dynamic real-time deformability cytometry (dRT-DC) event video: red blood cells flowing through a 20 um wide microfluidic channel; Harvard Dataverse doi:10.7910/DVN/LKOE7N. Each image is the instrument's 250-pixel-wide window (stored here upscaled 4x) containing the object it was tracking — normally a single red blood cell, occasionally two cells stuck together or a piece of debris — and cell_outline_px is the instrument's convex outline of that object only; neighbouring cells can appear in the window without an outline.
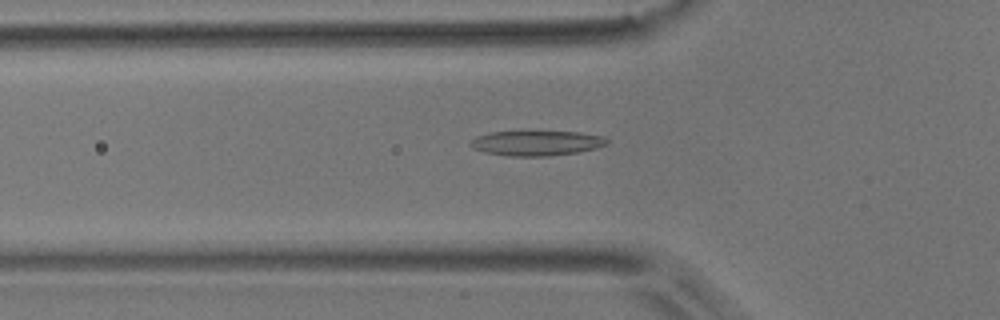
{"species": "common noctule bat (a hibernating species)", "species_latin": "Nyctalus noctula", "temperature_condition": "room temperature", "stored_images_in_passage": 53, "camera_frame_rate_fps": 3000, "um_per_image_px": 0.085, "animal": {"sex": "male", "body_mass_g": 17.9}, "frame": {"image": 1, "passage_image": 18, "time_ms": 5.667, "image_size_px": [1000, 320], "cell_outline_px": [[608, 144], [596, 148], [576, 152], [548, 156], [508, 156], [484, 152], [472, 148], [468, 144], [476, 136], [492, 132], [580, 132], [600, 136], [608, 140]], "centroid_in_image_um": [45.57, 12.17], "position_along_channel_um": 80.2, "area_um2": 19.65}}
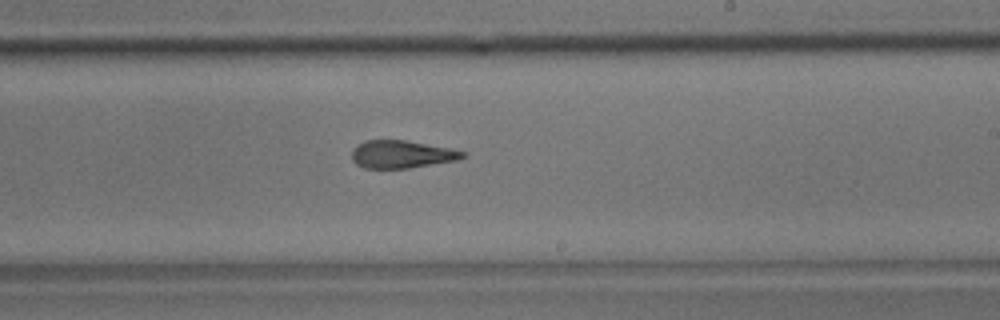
{"frame": {"image": 2, "passage_image": 32, "time_ms": 10.333, "image_size_px": [1000, 320], "cell_outline_px": [[468, 152], [464, 156], [456, 160], [408, 168], [364, 168], [356, 164], [352, 160], [352, 148], [364, 140], [404, 140], [448, 148]], "centroid_in_image_um": [34.09, 13.11], "position_along_channel_um": 254.9, "area_um2": 17.74}}
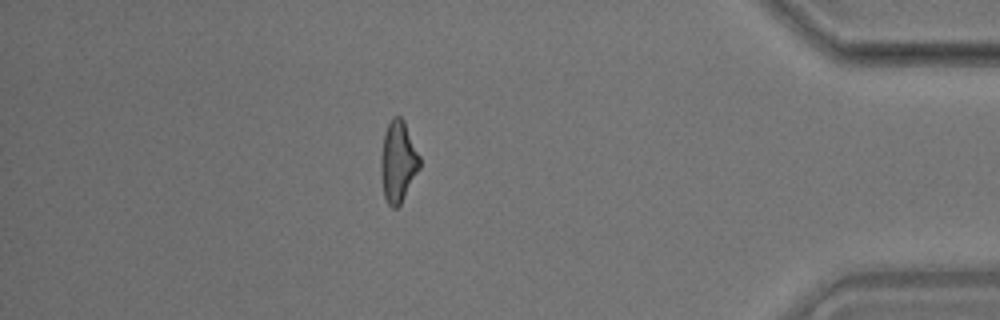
{"frame": {"image": 3, "passage_image": 47, "time_ms": 15.333, "image_size_px": [1000, 320], "cell_outline_px": [[420, 168], [400, 204], [396, 208], [392, 208], [388, 204], [384, 196], [380, 168], [380, 156], [384, 132], [392, 116], [400, 116], [404, 120], [420, 156]], "centroid_in_image_um": [33.83, 13.71], "position_along_channel_um": 401.4, "area_um2": 18.44}}